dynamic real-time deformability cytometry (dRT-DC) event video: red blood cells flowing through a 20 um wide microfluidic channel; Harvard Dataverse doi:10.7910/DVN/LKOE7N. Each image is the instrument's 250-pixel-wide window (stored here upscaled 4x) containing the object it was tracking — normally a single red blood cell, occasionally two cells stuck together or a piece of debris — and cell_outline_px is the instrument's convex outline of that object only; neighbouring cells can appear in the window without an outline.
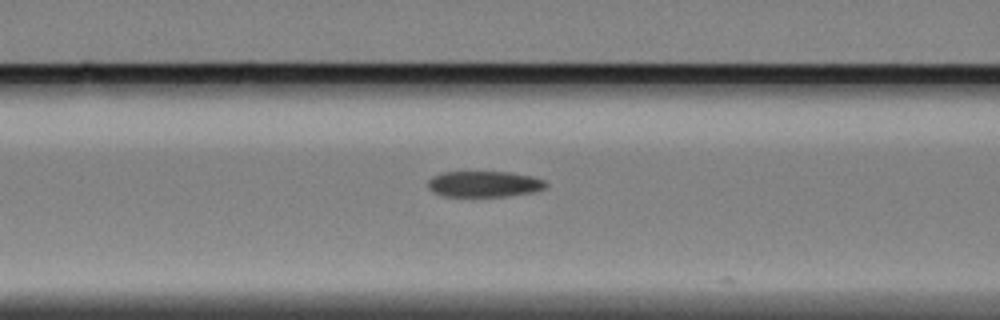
{"species": "Egyptian fruit bat (a non-hibernating species)", "species_latin": "Rousettus aegyptiacus", "temperature_condition": "cold", "stored_images_in_passage": 15, "camera_frame_rate_fps": 3000, "um_per_image_px": 0.085, "animal": {"sex": "female"}, "frame": {"image": 1, "passage_image": 11, "time_ms": 3.333, "image_size_px": [1000, 320], "cell_outline_px": [[548, 184], [544, 188], [532, 192], [508, 196], [448, 196], [432, 192], [428, 188], [428, 180], [432, 176], [440, 172], [512, 172], [532, 176], [544, 180]], "centroid_in_image_um": [41.14, 15.63], "position_along_channel_um": 125.5, "area_um2": 17.86}}
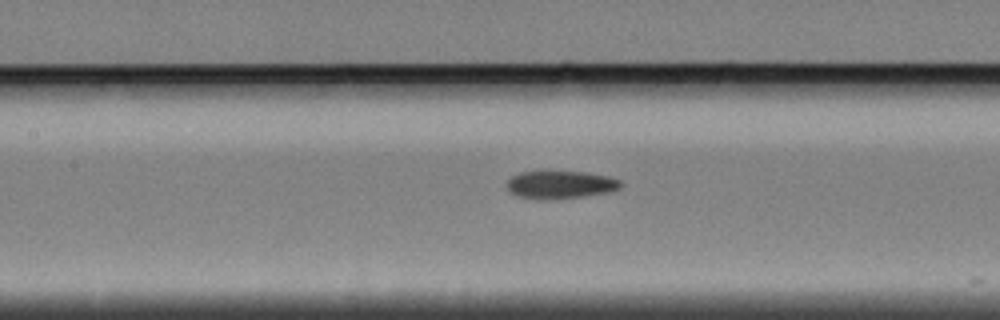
{"frame": {"image": 2, "passage_image": 14, "time_ms": 4.333, "image_size_px": [1000, 320], "cell_outline_px": [[624, 184], [620, 188], [612, 192], [584, 196], [544, 200], [540, 200], [520, 196], [512, 192], [508, 188], [508, 180], [512, 176], [520, 172], [544, 168], [548, 168], [584, 172], [608, 176], [620, 180]], "centroid_in_image_um": [47.65, 15.64], "position_along_channel_um": 159.7, "area_um2": 19.31}}